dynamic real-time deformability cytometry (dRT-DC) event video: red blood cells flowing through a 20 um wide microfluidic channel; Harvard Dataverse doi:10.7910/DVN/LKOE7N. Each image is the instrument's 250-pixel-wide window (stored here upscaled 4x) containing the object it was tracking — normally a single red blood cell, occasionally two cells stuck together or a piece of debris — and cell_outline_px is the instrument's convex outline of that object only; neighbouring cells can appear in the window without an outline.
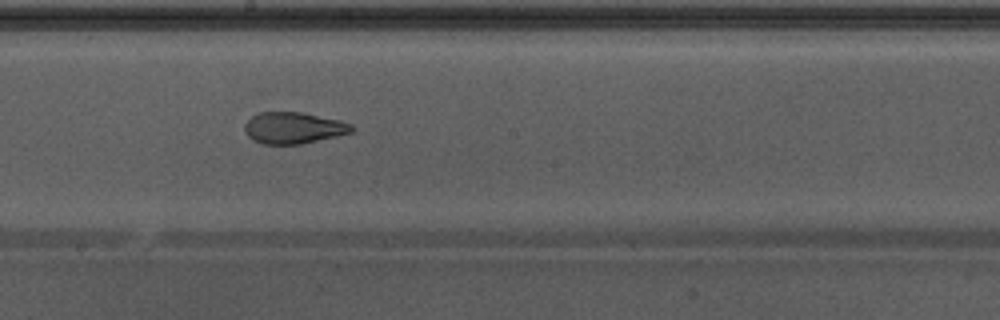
{"species": "Egyptian fruit bat (a non-hibernating species)", "species_latin": "Rousettus aegyptiacus", "temperature_condition": "warm", "stored_images_in_passage": 49, "camera_frame_rate_fps": 3000, "um_per_image_px": 0.085, "animal": {"sex": "male"}, "frame": {"image": 1, "passage_image": 28, "time_ms": 9.0, "image_size_px": [1000, 320], "cell_outline_px": [[356, 128], [352, 132], [336, 136], [300, 144], [260, 144], [252, 140], [248, 136], [244, 128], [244, 124], [252, 116], [260, 112], [300, 112], [340, 120], [352, 124]], "centroid_in_image_um": [24.94, 10.87], "position_along_channel_um": 223.3, "area_um2": 19.65}, "authors_computed_cell_mechanics": {"area_um2": 22.4264, "velocity_mm_per_s": 3.9323, "shape_relaxation_time_tau1_ms": null, "shape_relaxation_time_tau2_ms": 1.7154, "deformation_change_tau1": null, "deformation_change_tau2": 0.0899}}